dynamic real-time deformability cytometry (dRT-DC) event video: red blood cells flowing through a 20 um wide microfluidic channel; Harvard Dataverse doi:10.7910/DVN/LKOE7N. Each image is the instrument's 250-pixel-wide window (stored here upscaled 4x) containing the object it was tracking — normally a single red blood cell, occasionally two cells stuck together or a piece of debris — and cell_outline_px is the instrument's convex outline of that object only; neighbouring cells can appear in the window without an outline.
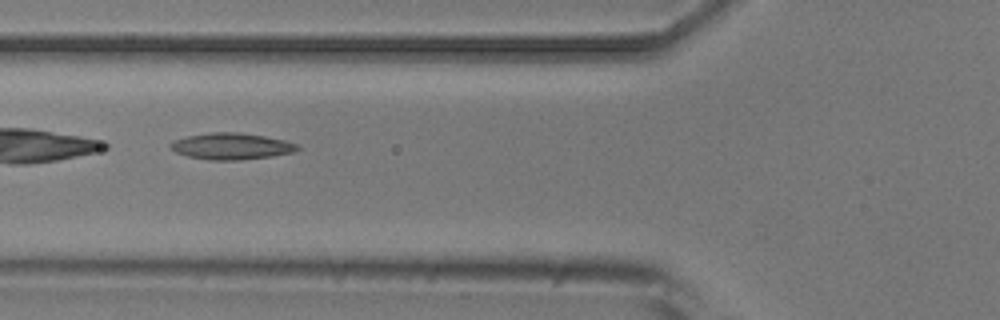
{"species": "common noctule bat (a hibernating species)", "species_latin": "Nyctalus noctula", "temperature_condition": "room temperature", "stored_images_in_passage": 10, "camera_frame_rate_fps": 3000, "um_per_image_px": 0.085, "animal": {"sex": "male", "body_mass_g": 20.5, "forearm_length_mm": 52.5}, "frame": {"image": 1, "passage_image": 5, "time_ms": 5.333, "image_size_px": [1000, 320], "cell_outline_px": [[300, 148], [292, 152], [272, 156], [240, 160], [208, 160], [188, 156], [176, 152], [168, 144], [172, 140], [188, 136], [212, 132], [240, 132], [264, 136], [284, 140], [300, 144]], "centroid_in_image_um": [19.67, 12.43], "position_along_channel_um": 106.1, "area_um2": 19.59}}
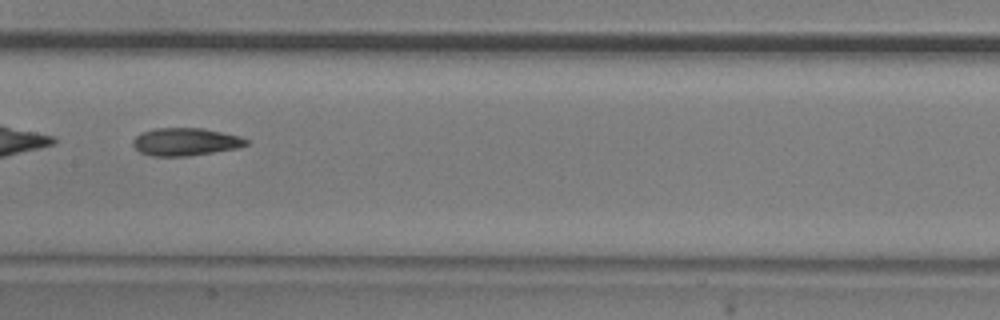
{"frame": {"image": 2, "passage_image": 7, "time_ms": 7.667, "image_size_px": [1000, 320], "cell_outline_px": [[248, 144], [240, 148], [188, 156], [152, 156], [140, 152], [132, 144], [132, 140], [140, 132], [156, 128], [204, 128], [240, 136], [248, 140]], "centroid_in_image_um": [15.77, 12.05], "position_along_channel_um": 191.6, "area_um2": 18.44}}
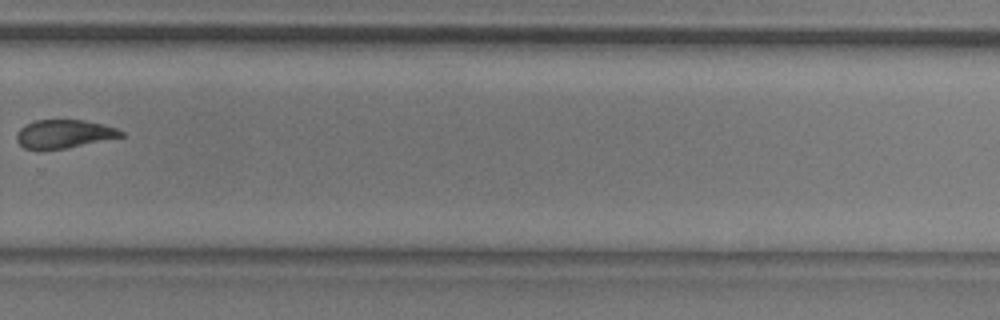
{"frame": {"image": 3, "passage_image": 10, "time_ms": 11.333, "image_size_px": [1000, 320], "cell_outline_px": [[124, 136], [64, 148], [24, 148], [16, 140], [16, 132], [24, 124], [36, 120], [84, 120], [116, 128], [124, 132]], "centroid_in_image_um": [5.41, 11.36], "position_along_channel_um": 324.4, "area_um2": 16.88}}